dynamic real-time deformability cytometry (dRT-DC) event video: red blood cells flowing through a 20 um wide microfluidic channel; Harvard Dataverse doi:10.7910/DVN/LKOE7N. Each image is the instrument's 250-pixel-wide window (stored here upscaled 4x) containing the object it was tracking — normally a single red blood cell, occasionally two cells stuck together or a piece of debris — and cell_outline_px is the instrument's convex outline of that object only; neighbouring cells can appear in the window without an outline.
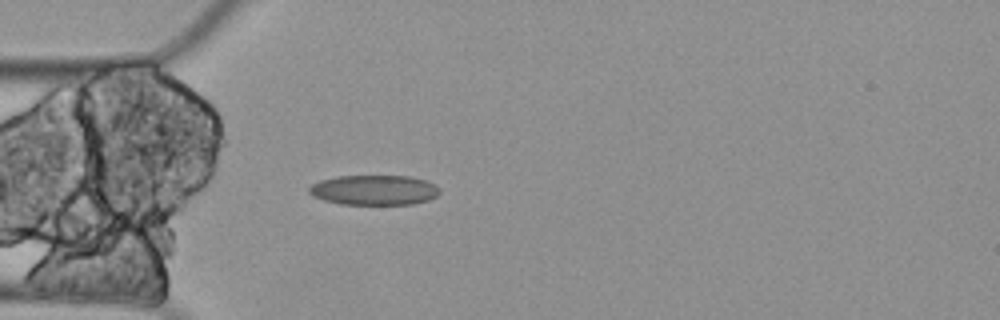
{"species": "Egyptian fruit bat (a non-hibernating species)", "species_latin": "Rousettus aegyptiacus", "temperature_condition": "cold", "stored_images_in_passage": 1, "camera_frame_rate_fps": 3000, "um_per_image_px": 0.085, "animal": {"sex": "female"}, "frame": {"image": 1, "passage_image": 1, "time_ms": 0.0, "image_size_px": [1000, 320], "cell_outline_px": [[440, 192], [436, 196], [428, 200], [412, 204], [340, 204], [324, 200], [312, 196], [308, 192], [308, 188], [312, 184], [320, 180], [336, 176], [408, 176], [424, 180], [440, 188]], "centroid_in_image_um": [31.76, 16.15], "position_along_channel_um": 53.2, "area_um2": 22.77}}